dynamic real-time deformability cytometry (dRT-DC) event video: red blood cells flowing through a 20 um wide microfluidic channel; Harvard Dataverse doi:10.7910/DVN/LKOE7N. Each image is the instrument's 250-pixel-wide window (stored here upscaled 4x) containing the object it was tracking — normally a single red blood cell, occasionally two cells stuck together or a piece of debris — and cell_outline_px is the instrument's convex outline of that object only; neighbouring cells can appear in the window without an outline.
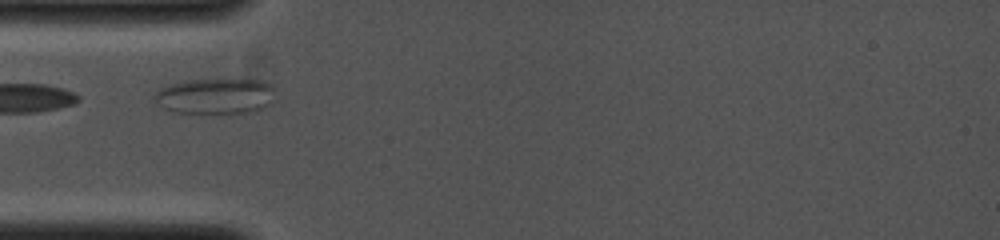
{"species": "common noctule bat (a hibernating species)", "species_latin": "Nyctalus noctula", "temperature_condition": "cold", "stored_images_in_passage": 3, "camera_frame_rate_fps": 4000, "um_per_image_px": 0.085, "animal": {"sex": "female", "body_mass_g": 19.0, "forearm_length_mm": 53.3}, "frame": {"image": 1, "passage_image": 1, "time_ms": 0.0, "image_size_px": [1000, 240], "cell_outline_px": [[272, 104], [256, 112], [228, 116], [172, 112], [164, 108], [152, 96], [160, 88], [172, 84], [188, 80], [264, 80], [272, 84]], "centroid_in_image_um": [18.35, 8.23], "position_along_channel_um": 66.7, "area_um2": 25.95}}